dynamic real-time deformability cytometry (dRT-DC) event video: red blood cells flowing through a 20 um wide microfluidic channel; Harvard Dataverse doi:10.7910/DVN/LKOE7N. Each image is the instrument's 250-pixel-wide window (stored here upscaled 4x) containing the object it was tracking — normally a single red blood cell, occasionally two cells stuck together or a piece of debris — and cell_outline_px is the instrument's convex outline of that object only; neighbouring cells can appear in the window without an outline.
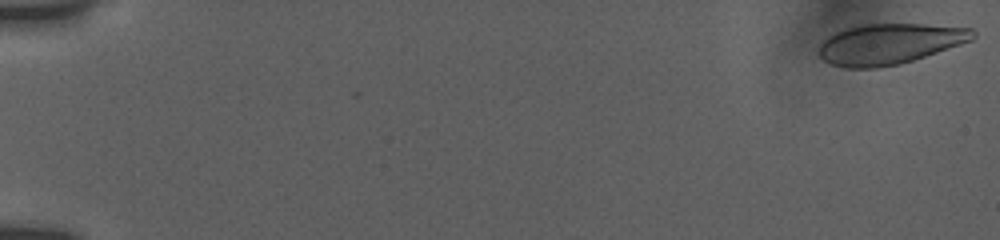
{"species": "human", "species_latin": "Homo sapiens", "temperature_condition": "room temperature", "stored_images_in_passage": 31, "camera_frame_rate_fps": 3000, "um_per_image_px": 0.085, "donor": {"sex": "female"}, "frame": {"image": 1, "passage_image": 1, "time_ms": 0.0, "image_size_px": [1000, 240], "cell_outline_px": [[976, 36], [972, 40], [912, 60], [896, 64], [876, 68], [844, 68], [832, 64], [824, 60], [820, 56], [820, 44], [828, 36], [844, 28], [864, 24], [924, 24], [972, 28], [976, 32]], "centroid_in_image_um": [75.6, 3.72], "position_along_channel_um": 9.4, "area_um2": 36.13}}
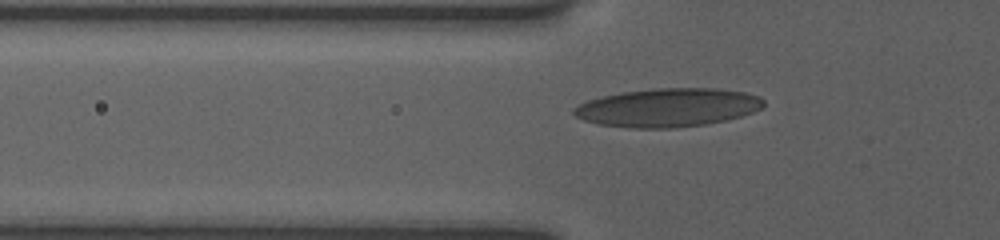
{"frame": {"image": 2, "passage_image": 26, "time_ms": 6.333, "image_size_px": [1000, 240], "cell_outline_px": [[764, 104], [760, 108], [752, 112], [740, 116], [724, 120], [704, 124], [676, 128], [632, 128], [600, 124], [584, 120], [576, 116], [572, 112], [572, 108], [588, 100], [620, 92], [656, 88], [716, 88], [744, 92], [760, 96], [764, 100]], "centroid_in_image_um": [56.76, 9.14], "position_along_channel_um": 69.0, "area_um2": 42.43}}
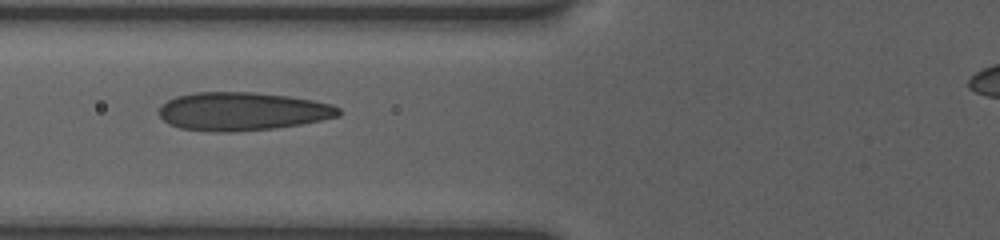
{"frame": {"image": 3, "passage_image": 30, "time_ms": 7.333, "image_size_px": [1000, 240], "cell_outline_px": [[340, 116], [300, 124], [276, 128], [232, 132], [212, 132], [180, 128], [168, 124], [160, 116], [160, 108], [168, 100], [176, 96], [192, 92], [252, 92], [288, 96], [312, 100], [332, 104], [340, 108]], "centroid_in_image_um": [20.59, 9.47], "position_along_channel_um": 105.2, "area_um2": 40.11}}